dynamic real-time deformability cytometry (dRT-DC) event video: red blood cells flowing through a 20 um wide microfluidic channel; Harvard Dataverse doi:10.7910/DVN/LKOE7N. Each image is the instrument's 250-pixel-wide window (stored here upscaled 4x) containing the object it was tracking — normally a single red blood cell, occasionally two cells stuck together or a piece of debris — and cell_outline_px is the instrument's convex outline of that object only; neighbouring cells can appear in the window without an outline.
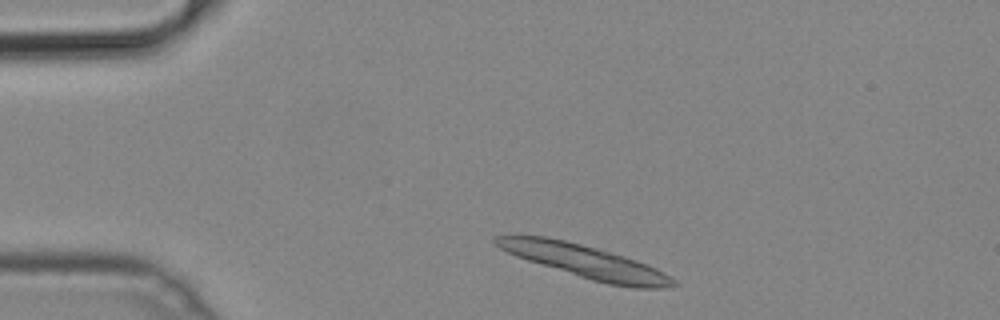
{"species": "common noctule bat (a hibernating species)", "species_latin": "Nyctalus noctula", "temperature_condition": "cold", "stored_images_in_passage": 15, "segment_of_instrument_passage": [1, 2], "camera_frame_rate_fps": 3000, "um_per_image_px": 0.085, "animal": {"sex": "male", "body_mass_g": 19.2, "forearm_length_mm": 51.8}, "frame": {"image": 1, "passage_image": 3, "time_ms": 0.667, "image_size_px": [1000, 320], "cell_outline_px": [[676, 284], [668, 288], [632, 288], [608, 284], [592, 280], [528, 260], [516, 256], [500, 248], [492, 240], [496, 236], [548, 236], [596, 248], [624, 256], [636, 260], [656, 268], [664, 272], [676, 280]], "centroid_in_image_um": [49.78, 22.24], "position_along_channel_um": 35.2, "area_um2": 33.58}}